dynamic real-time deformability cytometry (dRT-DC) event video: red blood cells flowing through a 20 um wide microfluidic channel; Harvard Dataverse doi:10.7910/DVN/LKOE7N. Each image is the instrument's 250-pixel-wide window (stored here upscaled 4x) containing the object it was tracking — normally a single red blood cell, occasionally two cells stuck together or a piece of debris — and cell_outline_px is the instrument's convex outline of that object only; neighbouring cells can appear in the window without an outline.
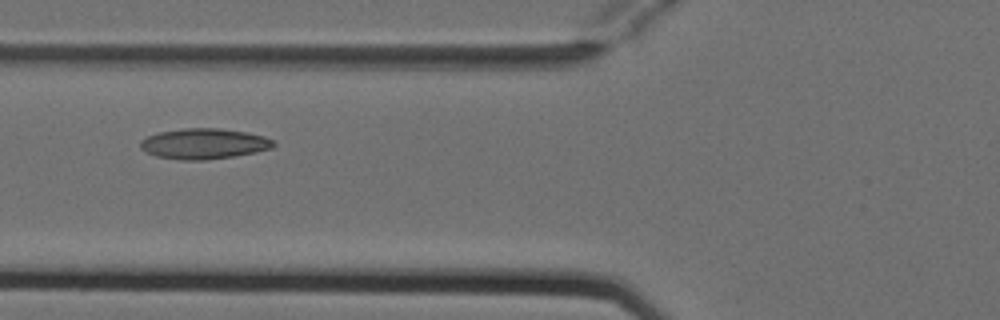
{"species": "Egyptian fruit bat (a non-hibernating species)", "species_latin": "Rousettus aegyptiacus", "temperature_condition": "cold", "stored_images_in_passage": 5, "camera_frame_rate_fps": 3000, "um_per_image_px": 0.085, "animal": {"sex": "female"}, "frame": {"image": 1, "passage_image": 2, "time_ms": 0.333, "image_size_px": [1000, 320], "cell_outline_px": [[276, 144], [272, 148], [256, 152], [236, 156], [204, 160], [180, 160], [156, 156], [144, 152], [140, 148], [140, 140], [148, 136], [160, 132], [184, 128], [220, 128], [248, 132], [264, 136], [276, 140]], "centroid_in_image_um": [17.36, 12.22], "position_along_channel_um": 108.4, "area_um2": 23.99}}
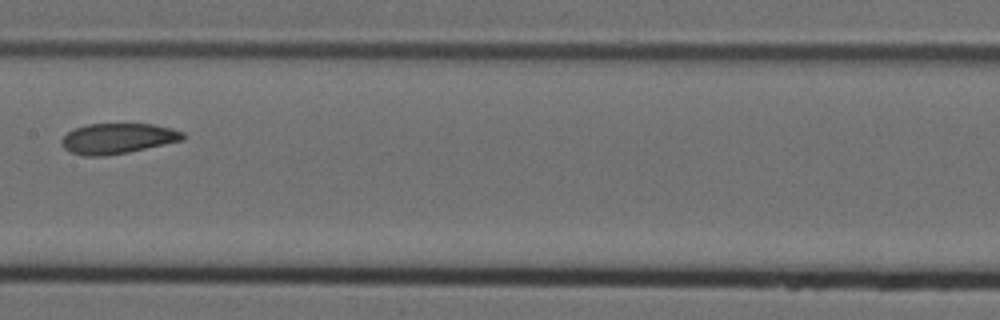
{"frame": {"image": 2, "passage_image": 4, "time_ms": 1.0, "image_size_px": [1000, 320], "cell_outline_px": [[184, 140], [128, 152], [104, 156], [84, 156], [72, 152], [64, 148], [60, 144], [60, 140], [68, 132], [76, 128], [88, 124], [152, 124], [172, 128], [184, 132]], "centroid_in_image_um": [10.01, 11.77], "position_along_channel_um": 197.4, "area_um2": 21.44}}
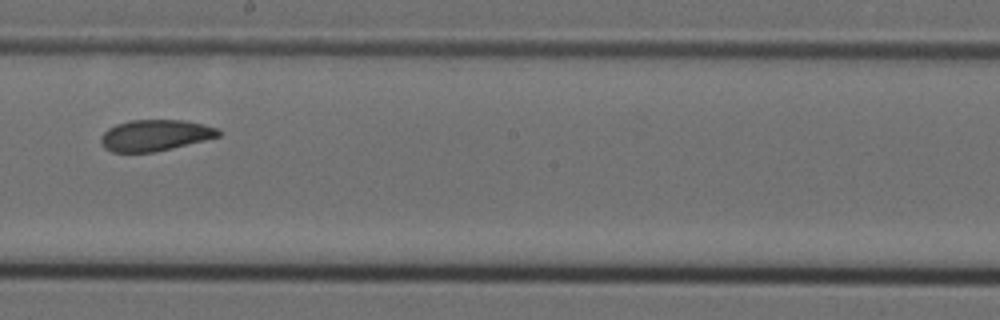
{"frame": {"image": 3, "passage_image": 5, "time_ms": 1.333, "image_size_px": [1000, 320], "cell_outline_px": [[220, 136], [172, 148], [152, 152], [112, 152], [104, 148], [100, 144], [100, 136], [108, 128], [116, 124], [132, 120], [184, 120], [216, 128], [220, 132]], "centroid_in_image_um": [13.12, 11.5], "position_along_channel_um": 235.1, "area_um2": 21.21}}